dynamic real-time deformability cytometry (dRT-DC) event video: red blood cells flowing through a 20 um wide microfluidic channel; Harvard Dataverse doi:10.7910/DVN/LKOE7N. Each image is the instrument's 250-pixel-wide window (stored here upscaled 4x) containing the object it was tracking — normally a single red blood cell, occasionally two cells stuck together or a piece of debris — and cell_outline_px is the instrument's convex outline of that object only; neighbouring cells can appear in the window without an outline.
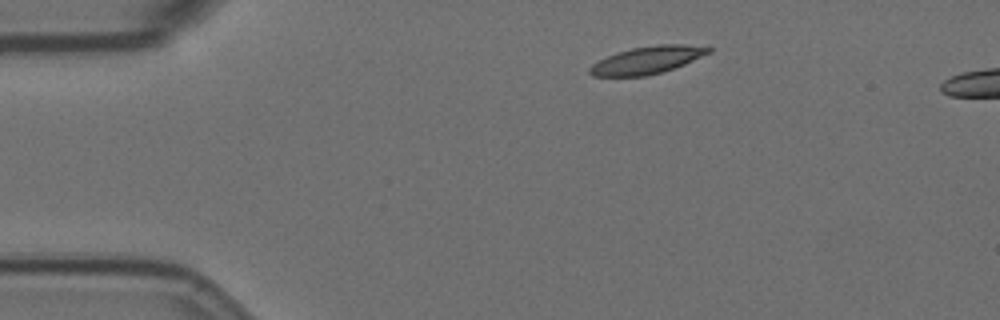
{"species": "Egyptian fruit bat (a non-hibernating species)", "species_latin": "Rousettus aegyptiacus", "temperature_condition": "room temperature", "stored_images_in_passage": 9, "camera_frame_rate_fps": 3000, "um_per_image_px": 0.085, "animal": {"sex": "female"}, "frame": {"image": 1, "passage_image": 1, "time_ms": 0.0, "image_size_px": [1000, 320], "cell_outline_px": [[712, 52], [684, 64], [660, 72], [644, 76], [592, 76], [588, 72], [588, 68], [592, 64], [616, 52], [632, 48], [656, 44], [684, 44], [712, 48]], "centroid_in_image_um": [55.0, 5.1], "position_along_channel_um": 30.0, "area_um2": 18.84}}